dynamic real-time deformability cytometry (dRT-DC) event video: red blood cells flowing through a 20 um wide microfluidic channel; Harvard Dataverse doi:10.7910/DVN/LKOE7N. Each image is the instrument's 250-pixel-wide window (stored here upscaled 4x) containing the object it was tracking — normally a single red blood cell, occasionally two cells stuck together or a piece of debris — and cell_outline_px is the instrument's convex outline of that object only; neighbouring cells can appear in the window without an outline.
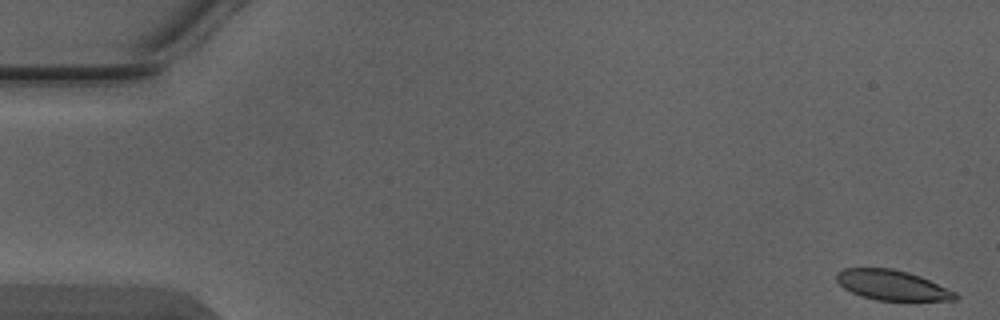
{"species": "Egyptian fruit bat (a non-hibernating species)", "species_latin": "Rousettus aegyptiacus", "temperature_condition": "warm", "stored_images_in_passage": 5, "camera_frame_rate_fps": 3000, "um_per_image_px": 0.085, "animal": {"sex": "male"}, "frame": {"image": 1, "passage_image": 1, "time_ms": 0.0, "image_size_px": [1000, 320], "cell_outline_px": [[960, 296], [956, 300], [876, 300], [860, 296], [844, 288], [836, 280], [836, 272], [844, 268], [892, 268], [908, 272], [920, 276], [956, 292]], "centroid_in_image_um": [75.82, 24.23], "position_along_channel_um": 9.2, "area_um2": 20.75}}
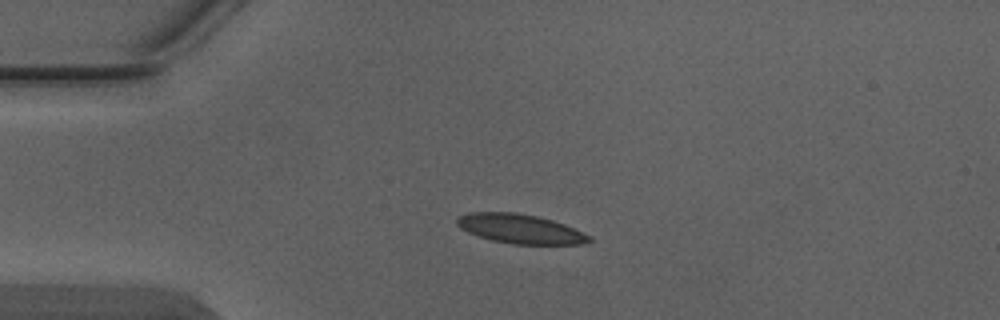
{"frame": {"image": 2, "passage_image": 4, "time_ms": 1.0, "image_size_px": [1000, 320], "cell_outline_px": [[592, 240], [580, 244], [512, 244], [492, 240], [468, 232], [460, 228], [456, 224], [456, 216], [468, 212], [516, 212], [536, 216], [552, 220], [564, 224], [592, 236]], "centroid_in_image_um": [44.19, 19.44], "position_along_channel_um": 40.8, "area_um2": 22.6}}